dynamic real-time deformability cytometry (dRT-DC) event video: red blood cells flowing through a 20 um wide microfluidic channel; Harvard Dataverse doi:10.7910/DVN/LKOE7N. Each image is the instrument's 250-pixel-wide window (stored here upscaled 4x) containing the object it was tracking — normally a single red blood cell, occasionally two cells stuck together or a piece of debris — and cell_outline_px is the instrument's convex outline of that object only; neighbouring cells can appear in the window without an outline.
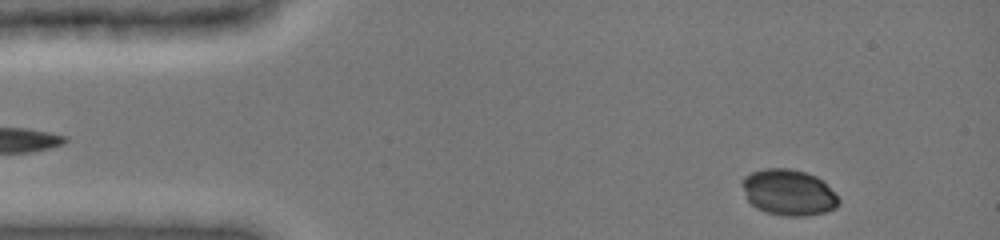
{"species": "common noctule bat (a hibernating species)", "species_latin": "Nyctalus noctula", "temperature_condition": "cold", "stored_images_in_passage": 40, "camera_frame_rate_fps": 3000, "um_per_image_px": 0.085, "animal": {"sex": "female", "body_mass_g": 19.0, "forearm_length_mm": 51.5}, "frame": {"image": 1, "passage_image": 2, "time_ms": 0.333, "image_size_px": [1000, 240], "cell_outline_px": [[840, 204], [836, 208], [824, 212], [808, 216], [784, 216], [764, 212], [756, 208], [748, 200], [744, 188], [744, 176], [752, 172], [768, 168], [788, 168], [804, 172], [816, 176], [840, 200]], "centroid_in_image_um": [67.03, 16.38], "position_along_channel_um": 18.0, "area_um2": 25.49}}
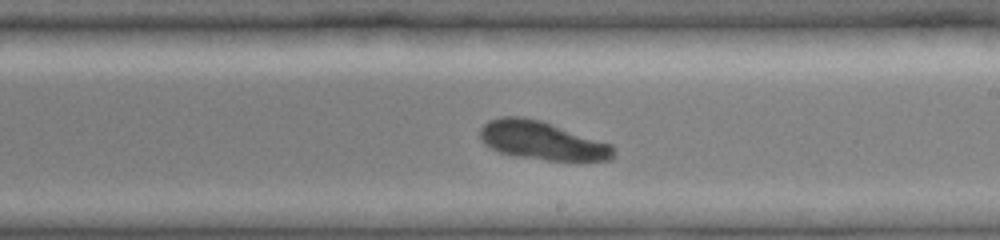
{"frame": {"image": 2, "passage_image": 25, "time_ms": 8.0, "image_size_px": [1000, 240], "cell_outline_px": [[612, 156], [608, 160], [548, 160], [516, 156], [500, 152], [484, 144], [480, 136], [480, 128], [488, 120], [500, 116], [520, 116], [540, 120], [612, 144]], "centroid_in_image_um": [46.02, 11.93], "position_along_channel_um": 243.0, "area_um2": 29.54}}
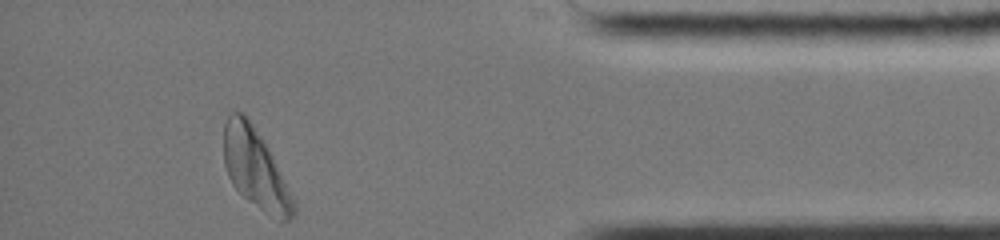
{"frame": {"image": 3, "passage_image": 40, "time_ms": 13.0, "image_size_px": [1000, 240], "cell_outline_px": [[296, 212], [288, 220], [280, 220], [260, 208], [248, 200], [232, 184], [228, 176], [224, 164], [224, 124], [228, 116], [232, 112], [244, 112], [248, 116], [264, 140], [296, 204]], "centroid_in_image_um": [21.68, 14.28], "position_along_channel_um": 413.5, "area_um2": 31.79}}